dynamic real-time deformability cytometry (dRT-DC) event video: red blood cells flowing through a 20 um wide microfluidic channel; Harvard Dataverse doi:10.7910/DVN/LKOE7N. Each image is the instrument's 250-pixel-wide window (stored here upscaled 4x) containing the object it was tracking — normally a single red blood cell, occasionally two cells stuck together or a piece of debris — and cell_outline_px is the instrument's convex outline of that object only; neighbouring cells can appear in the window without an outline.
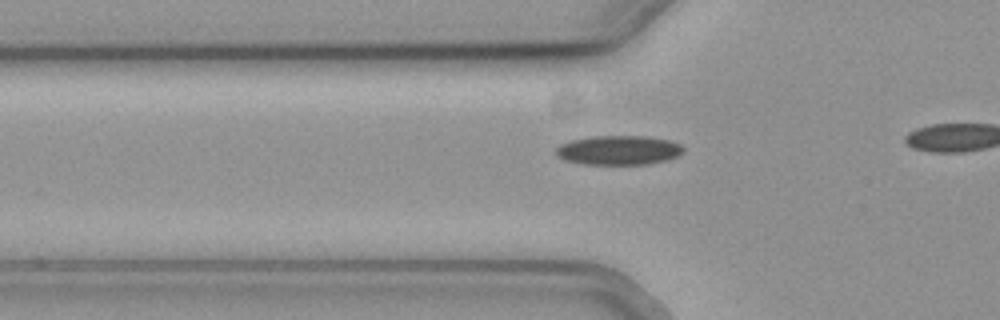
{"species": "common noctule bat (a hibernating species)", "species_latin": "Nyctalus noctula", "temperature_condition": "cold", "stored_images_in_passage": 22, "camera_frame_rate_fps": 3000, "um_per_image_px": 0.085, "animal": {"sex": "female", "body_mass_g": 19.3, "forearm_length_mm": 54.1}, "frame": {"image": 1, "passage_image": 16, "time_ms": 5.0, "image_size_px": [1000, 320], "cell_outline_px": [[684, 152], [668, 160], [648, 164], [584, 164], [564, 160], [556, 156], [556, 148], [560, 144], [572, 140], [596, 136], [644, 136], [668, 140], [680, 144], [684, 148]], "centroid_in_image_um": [52.58, 12.77], "position_along_channel_um": 73.2, "area_um2": 21.73}}
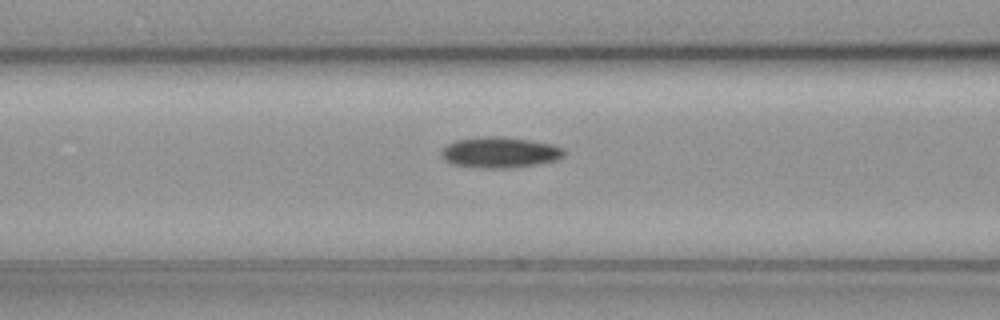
{"frame": {"image": 2, "passage_image": 20, "time_ms": 6.333, "image_size_px": [1000, 320], "cell_outline_px": [[564, 156], [556, 160], [536, 164], [508, 168], [472, 168], [452, 164], [444, 160], [440, 156], [440, 152], [448, 144], [456, 140], [488, 136], [504, 136], [552, 144], [564, 148]], "centroid_in_image_um": [42.46, 12.96], "position_along_channel_um": 124.1, "area_um2": 22.14}}